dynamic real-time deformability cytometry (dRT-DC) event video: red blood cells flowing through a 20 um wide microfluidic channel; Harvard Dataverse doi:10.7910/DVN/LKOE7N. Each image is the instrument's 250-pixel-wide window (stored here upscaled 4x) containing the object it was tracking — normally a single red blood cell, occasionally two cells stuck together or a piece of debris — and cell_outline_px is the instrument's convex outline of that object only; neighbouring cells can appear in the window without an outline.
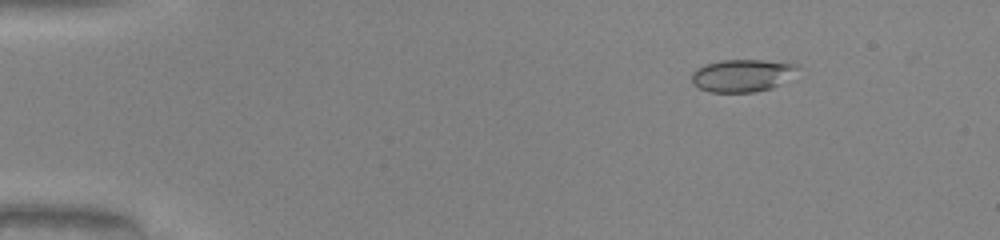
{"species": "common noctule bat (a hibernating species)", "species_latin": "Nyctalus noctula", "temperature_condition": "warm", "stored_images_in_passage": 51, "camera_frame_rate_fps": 3000, "um_per_image_px": 0.085, "animal": {"sex": "male", "body_mass_g": 20.0, "forearm_length_mm": 53.3}, "frame": {"image": 1, "passage_image": 7, "time_ms": 2.0, "image_size_px": [1000, 240], "cell_outline_px": [[804, 68], [780, 84], [772, 88], [756, 92], [708, 92], [692, 84], [692, 72], [696, 68], [704, 64], [720, 60], [760, 60], [800, 64]], "centroid_in_image_um": [63.13, 6.41], "position_along_channel_um": 21.9, "area_um2": 20.46}}
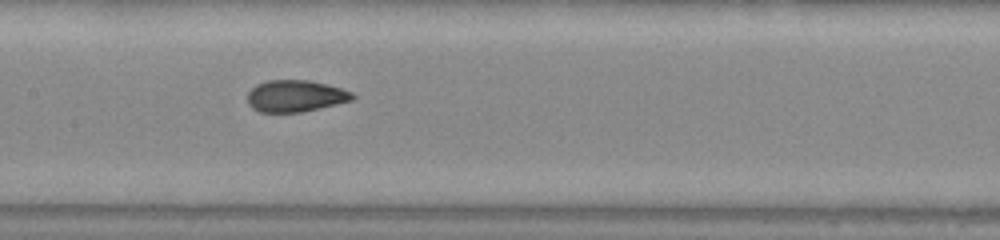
{"frame": {"image": 2, "passage_image": 26, "time_ms": 8.333, "image_size_px": [1000, 240], "cell_outline_px": [[356, 96], [352, 100], [336, 104], [300, 112], [260, 112], [252, 108], [248, 104], [248, 92], [256, 84], [268, 80], [308, 80], [340, 88], [352, 92]], "centroid_in_image_um": [25.08, 8.16], "position_along_channel_um": 182.3, "area_um2": 19.25}}
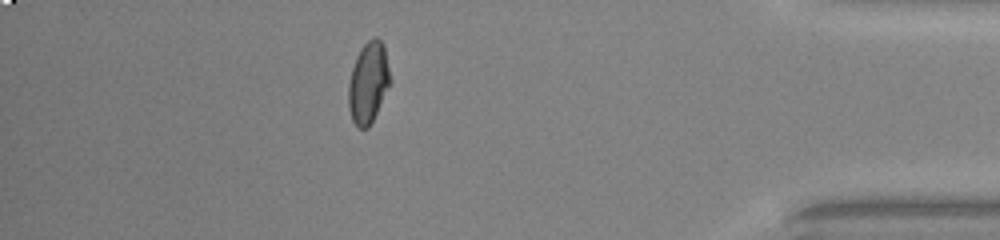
{"frame": {"image": 3, "passage_image": 45, "time_ms": 14.667, "image_size_px": [1000, 240], "cell_outline_px": [[392, 80], [368, 128], [360, 128], [352, 120], [348, 108], [348, 84], [352, 68], [356, 56], [360, 48], [372, 36], [376, 36], [384, 44]], "centroid_in_image_um": [31.31, 6.97], "position_along_channel_um": 403.9, "area_um2": 19.83}, "authors_computed_cell_mechanics": {"area_um2": 19.5942, "velocity_mm_per_s": 4.1073, "shape_relaxation_time_tau1_ms": 4.618, "shape_relaxation_time_tau2_ms": null, "deformation_change_tau1": 0.1685, "deformation_change_tau2": null}}